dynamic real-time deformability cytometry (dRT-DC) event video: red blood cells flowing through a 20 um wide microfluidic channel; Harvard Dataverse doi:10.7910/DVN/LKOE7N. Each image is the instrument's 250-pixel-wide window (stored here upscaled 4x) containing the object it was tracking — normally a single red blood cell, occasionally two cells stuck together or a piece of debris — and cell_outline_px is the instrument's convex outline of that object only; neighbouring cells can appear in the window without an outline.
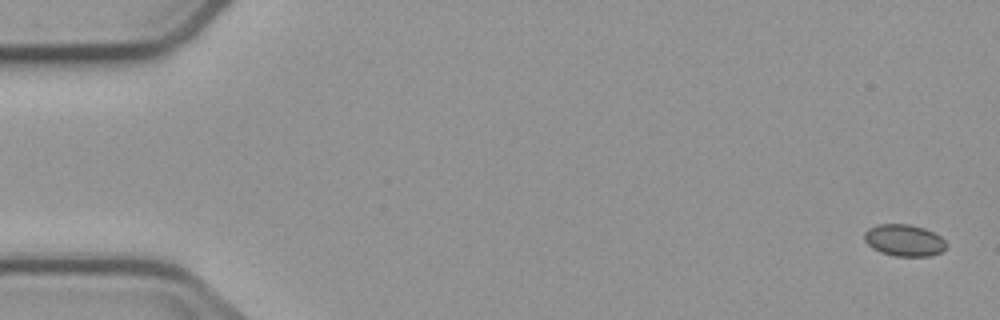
{"species": "common noctule bat (a hibernating species)", "species_latin": "Nyctalus noctula", "temperature_condition": "cold", "stored_images_in_passage": 5, "camera_frame_rate_fps": 3000, "um_per_image_px": 0.085, "animal": {"sex": "male", "body_mass_g": 23.1, "forearm_length_mm": 52.7}, "frame": {"image": 1, "passage_image": 1, "time_ms": 0.0, "image_size_px": [1000, 320], "cell_outline_px": [[948, 248], [940, 252], [928, 256], [896, 256], [880, 252], [872, 248], [864, 240], [864, 232], [868, 228], [880, 224], [908, 224], [924, 228], [940, 236], [948, 244]], "centroid_in_image_um": [76.86, 20.43], "position_along_channel_um": 8.1, "area_um2": 15.2}}
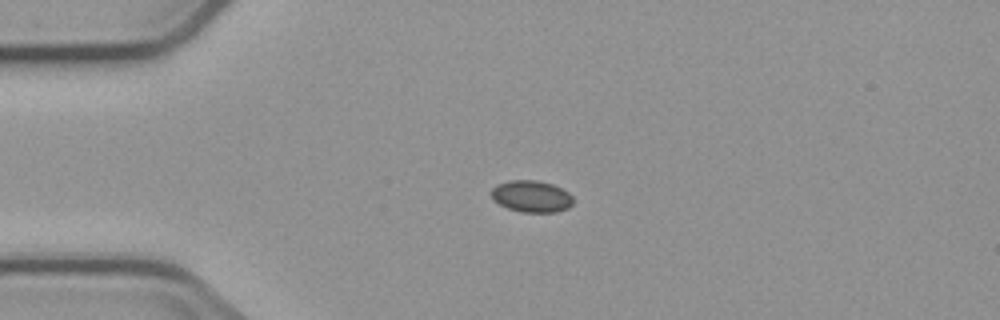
{"frame": {"image": 2, "passage_image": 4, "time_ms": 4.0, "image_size_px": [1000, 320], "cell_outline_px": [[572, 204], [568, 208], [556, 212], [520, 212], [508, 208], [500, 204], [492, 196], [492, 188], [496, 184], [512, 180], [536, 180], [552, 184], [568, 192], [572, 196]], "centroid_in_image_um": [45.19, 16.69], "position_along_channel_um": 39.8, "area_um2": 14.97}}